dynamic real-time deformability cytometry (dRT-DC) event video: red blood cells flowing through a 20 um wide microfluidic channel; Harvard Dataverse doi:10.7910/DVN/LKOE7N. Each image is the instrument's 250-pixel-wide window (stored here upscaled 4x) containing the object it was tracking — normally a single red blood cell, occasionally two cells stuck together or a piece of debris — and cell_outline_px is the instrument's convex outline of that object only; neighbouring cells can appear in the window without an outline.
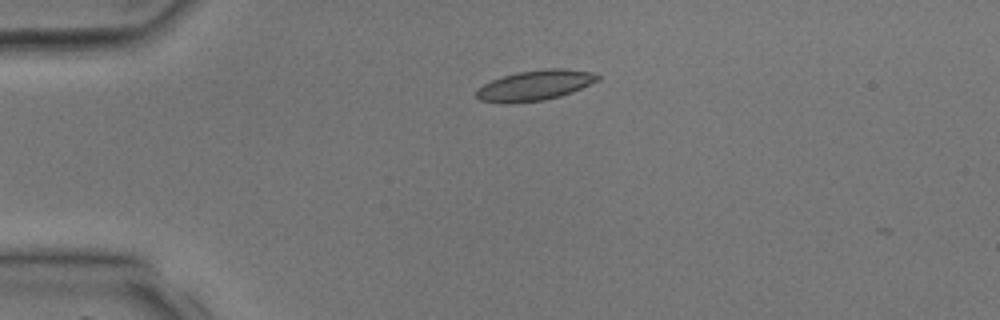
{"species": "common noctule bat (a hibernating species)", "species_latin": "Nyctalus noctula", "temperature_condition": "room temperature", "stored_images_in_passage": 2, "camera_frame_rate_fps": 3000, "um_per_image_px": 0.085, "animal": {"sex": "male", "body_mass_g": 17.9, "forearm_length_mm": 54.2}, "frame": {"image": 1, "passage_image": 1, "time_ms": 0.0, "image_size_px": [1000, 320], "cell_outline_px": [[600, 76], [596, 80], [572, 92], [560, 96], [544, 100], [512, 104], [504, 104], [480, 100], [476, 96], [476, 88], [492, 80], [516, 72], [548, 68], [564, 68], [592, 72]], "centroid_in_image_um": [45.41, 7.26], "position_along_channel_um": 39.6, "area_um2": 21.39}}